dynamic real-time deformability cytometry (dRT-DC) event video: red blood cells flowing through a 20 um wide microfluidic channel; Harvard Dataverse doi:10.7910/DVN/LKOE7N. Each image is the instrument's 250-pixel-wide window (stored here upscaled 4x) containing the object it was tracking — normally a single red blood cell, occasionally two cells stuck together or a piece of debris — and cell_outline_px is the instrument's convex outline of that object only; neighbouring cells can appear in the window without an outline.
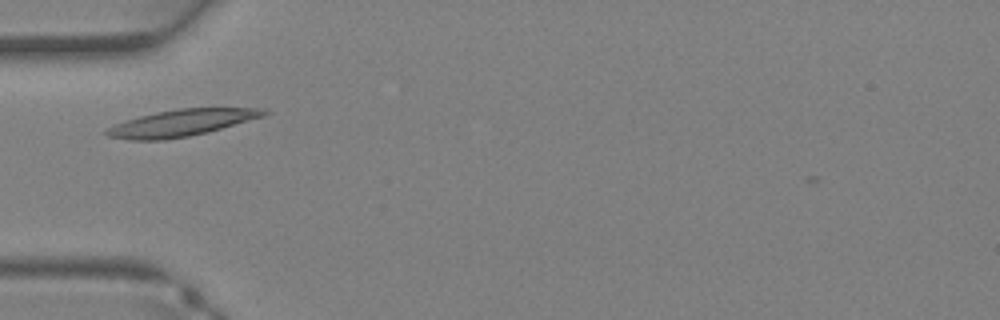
{"species": "Egyptian fruit bat (a non-hibernating species)", "species_latin": "Rousettus aegyptiacus", "temperature_condition": "warm", "stored_images_in_passage": 26, "camera_frame_rate_fps": 3000, "um_per_image_px": 0.085, "animal": {"sex": "female"}, "frame": {"image": 1, "passage_image": 1, "time_ms": 0.0, "image_size_px": [1000, 320], "cell_outline_px": [[268, 112], [264, 116], [208, 132], [188, 136], [164, 140], [128, 140], [108, 136], [104, 132], [108, 128], [116, 124], [140, 116], [156, 112], [180, 108], [264, 108]], "centroid_in_image_um": [15.43, 10.45], "position_along_channel_um": 69.6, "area_um2": 24.16}}
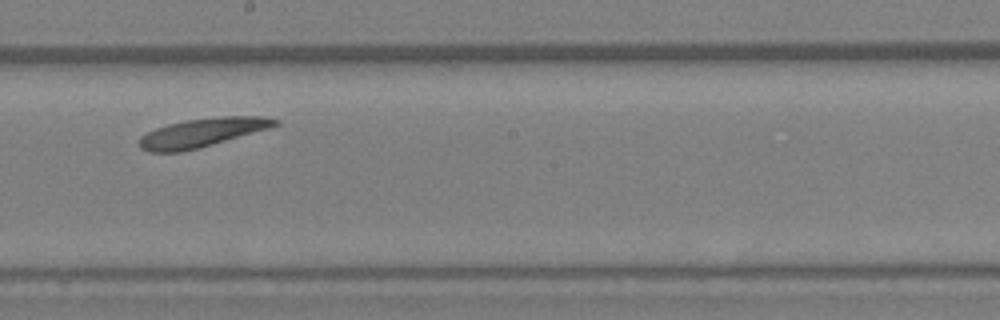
{"frame": {"image": 2, "passage_image": 10, "time_ms": 3.0, "image_size_px": [1000, 320], "cell_outline_px": [[280, 124], [268, 128], [196, 148], [180, 152], [148, 152], [140, 148], [140, 136], [156, 128], [168, 124], [188, 120], [224, 116], [264, 116], [280, 120]], "centroid_in_image_um": [17.17, 11.26], "position_along_channel_um": 231.0, "area_um2": 22.2}}
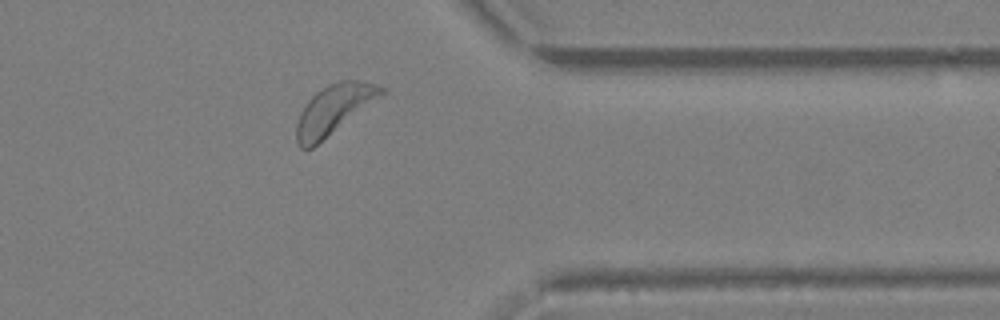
{"frame": {"image": 3, "passage_image": 19, "time_ms": 6.0, "image_size_px": [1000, 320], "cell_outline_px": [[384, 92], [380, 96], [312, 148], [300, 148], [296, 140], [296, 124], [300, 112], [308, 100], [316, 92], [328, 84], [340, 80], [356, 80], [376, 84], [384, 88]], "centroid_in_image_um": [28.32, 9.3], "position_along_channel_um": 383.1, "area_um2": 23.76}}